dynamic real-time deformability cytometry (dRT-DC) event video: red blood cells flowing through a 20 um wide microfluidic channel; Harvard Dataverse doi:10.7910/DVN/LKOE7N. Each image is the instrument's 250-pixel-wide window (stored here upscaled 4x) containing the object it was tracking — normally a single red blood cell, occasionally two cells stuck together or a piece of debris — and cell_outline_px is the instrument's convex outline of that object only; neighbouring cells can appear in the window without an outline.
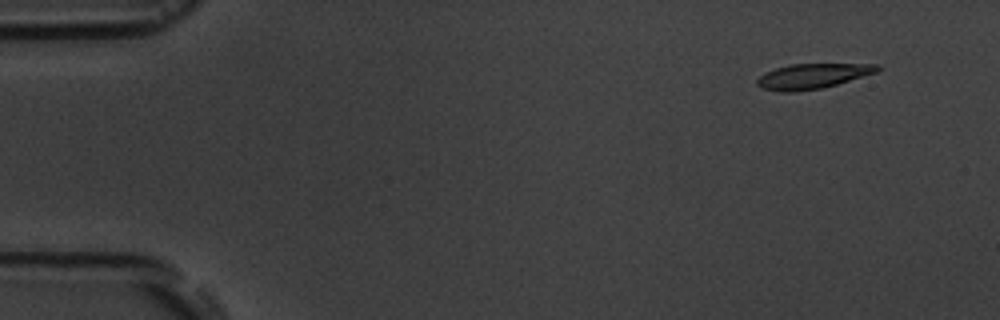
{"species": "common noctule bat (a hibernating species)", "species_latin": "Nyctalus noctula", "temperature_condition": "room temperature", "stored_images_in_passage": 6, "camera_frame_rate_fps": 3000, "um_per_image_px": 0.085, "animal": {"sex": "male", "body_mass_g": 19.5, "forearm_length_mm": 54.6}, "frame": {"image": 1, "passage_image": 2, "time_ms": 1.0, "image_size_px": [1000, 320], "cell_outline_px": [[880, 68], [876, 72], [836, 84], [820, 88], [796, 92], [784, 92], [760, 88], [756, 84], [756, 80], [764, 72], [776, 68], [792, 64], [876, 64]], "centroid_in_image_um": [68.99, 6.47], "position_along_channel_um": 16.0, "area_um2": 17.34}}
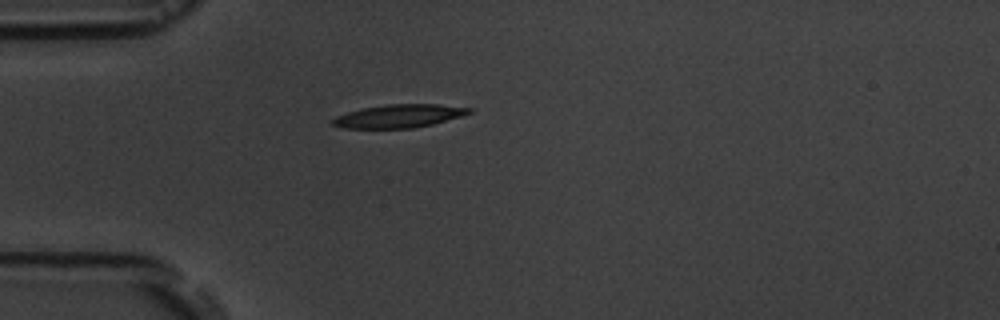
{"frame": {"image": 2, "passage_image": 5, "time_ms": 4.667, "image_size_px": [1000, 320], "cell_outline_px": [[472, 112], [460, 116], [432, 124], [412, 128], [344, 128], [332, 124], [328, 120], [336, 116], [348, 112], [364, 108], [388, 104], [436, 104], [472, 108]], "centroid_in_image_um": [33.87, 9.86], "position_along_channel_um": 51.1, "area_um2": 18.26}}